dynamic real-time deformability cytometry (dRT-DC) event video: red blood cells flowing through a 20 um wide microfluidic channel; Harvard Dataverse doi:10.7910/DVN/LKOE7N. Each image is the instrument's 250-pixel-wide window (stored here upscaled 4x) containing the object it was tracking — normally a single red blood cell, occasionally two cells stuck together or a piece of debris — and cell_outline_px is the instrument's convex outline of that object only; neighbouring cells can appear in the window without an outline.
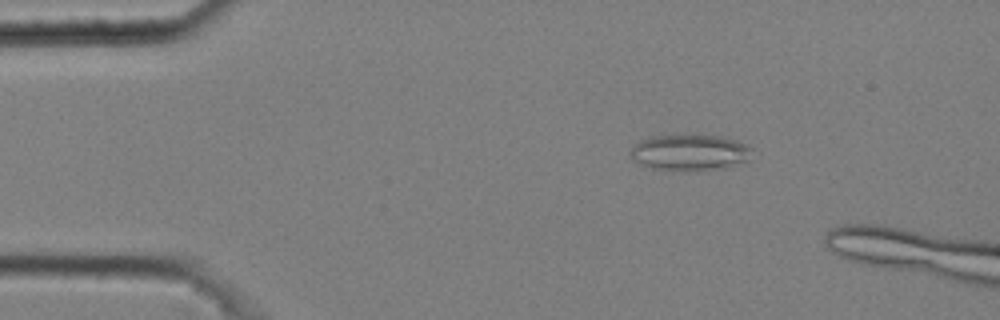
{"species": "common noctule bat (a hibernating species)", "species_latin": "Nyctalus noctula", "temperature_condition": "cold", "stored_images_in_passage": 3, "camera_frame_rate_fps": 3000, "um_per_image_px": 0.085, "animal": {"sex": "male", "body_mass_g": 20.4}, "frame": {"image": 1, "passage_image": 2, "time_ms": 0.333, "image_size_px": [1000, 320], "cell_outline_px": [[752, 148], [748, 160], [724, 168], [688, 172], [652, 168], [628, 156], [632, 148], [640, 140], [652, 136], [720, 136], [736, 140], [748, 144]], "centroid_in_image_um": [58.66, 12.98], "position_along_channel_um": 26.3, "area_um2": 25.43}}